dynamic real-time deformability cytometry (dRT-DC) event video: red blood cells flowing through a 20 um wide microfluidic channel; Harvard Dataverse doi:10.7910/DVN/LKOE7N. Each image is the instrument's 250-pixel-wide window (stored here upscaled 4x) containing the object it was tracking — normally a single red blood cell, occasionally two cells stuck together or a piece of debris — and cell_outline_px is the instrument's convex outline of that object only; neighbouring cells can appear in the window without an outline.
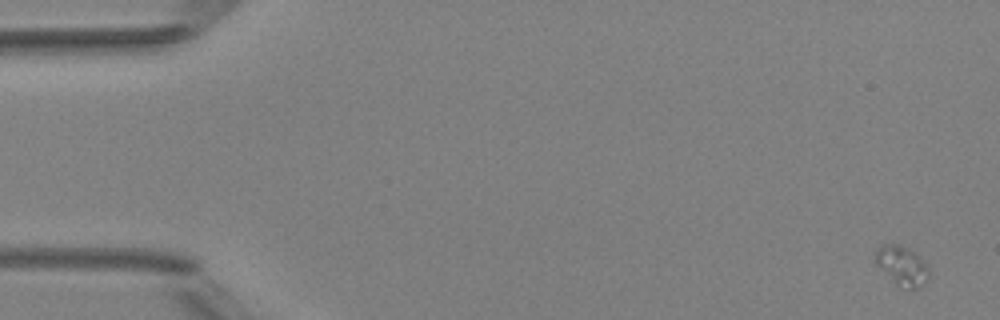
{"species": "Egyptian fruit bat (a non-hibernating species)", "species_latin": "Rousettus aegyptiacus", "temperature_condition": "room temperature", "stored_images_in_passage": 5, "camera_frame_rate_fps": 3000, "um_per_image_px": 0.085, "animal": {"sex": "female"}, "frame": {"image": 1, "passage_image": 1, "time_ms": 0.0, "image_size_px": [1000, 320], "cell_outline_px": [[932, 272], [920, 288], [900, 288], [876, 264], [876, 248], [880, 244], [900, 244], [912, 252]], "centroid_in_image_um": [76.65, 22.6], "position_along_channel_um": 8.3, "area_um2": 12.02}}